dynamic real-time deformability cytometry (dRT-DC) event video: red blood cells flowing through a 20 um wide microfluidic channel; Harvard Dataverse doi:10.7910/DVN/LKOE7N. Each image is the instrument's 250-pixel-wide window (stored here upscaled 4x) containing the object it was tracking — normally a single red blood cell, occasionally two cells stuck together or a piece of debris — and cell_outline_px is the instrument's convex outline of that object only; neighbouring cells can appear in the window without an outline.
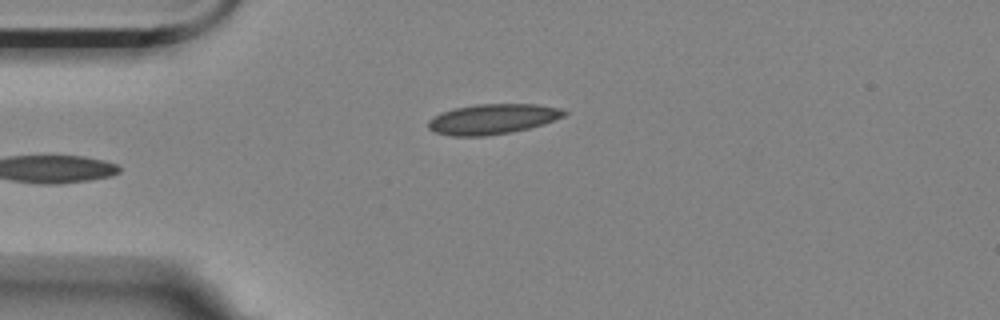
{"species": "Egyptian fruit bat (a non-hibernating species)", "species_latin": "Rousettus aegyptiacus", "temperature_condition": "room temperature", "stored_images_in_passage": 8, "camera_frame_rate_fps": 3000, "um_per_image_px": 0.085, "animal": {"sex": "female"}, "frame": {"image": 1, "passage_image": 5, "time_ms": 1.333, "image_size_px": [1000, 320], "cell_outline_px": [[568, 112], [564, 116], [544, 124], [528, 128], [508, 132], [484, 136], [452, 136], [436, 132], [428, 128], [428, 120], [432, 116], [440, 112], [456, 108], [476, 104], [536, 104], [560, 108]], "centroid_in_image_um": [41.85, 10.11], "position_along_channel_um": 43.2, "area_um2": 23.81}}